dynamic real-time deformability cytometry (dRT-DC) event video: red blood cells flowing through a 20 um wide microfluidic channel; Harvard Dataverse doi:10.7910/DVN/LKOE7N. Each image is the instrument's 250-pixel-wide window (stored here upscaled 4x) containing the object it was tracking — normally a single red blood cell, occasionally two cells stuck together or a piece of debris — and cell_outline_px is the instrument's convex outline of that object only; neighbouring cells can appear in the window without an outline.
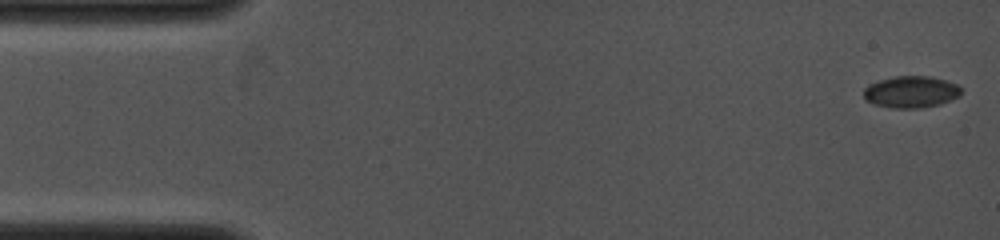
{"species": "common noctule bat (a hibernating species)", "species_latin": "Nyctalus noctula", "temperature_condition": "cold", "stored_images_in_passage": 8, "camera_frame_rate_fps": 4000, "um_per_image_px": 0.085, "animal": {"sex": "female", "body_mass_g": 19.0, "forearm_length_mm": 53.3}, "frame": {"image": 1, "passage_image": 1, "time_ms": 0.0, "image_size_px": [1000, 240], "cell_outline_px": [[960, 96], [940, 104], [920, 108], [892, 108], [876, 104], [864, 100], [864, 88], [868, 84], [880, 80], [896, 76], [932, 76], [956, 84], [960, 88]], "centroid_in_image_um": [77.42, 7.81], "position_along_channel_um": 7.6, "area_um2": 17.98}}
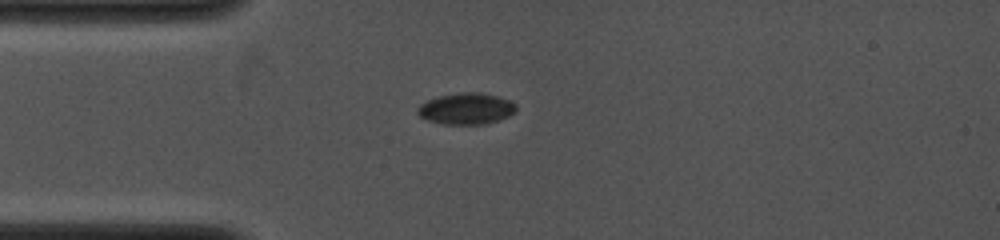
{"frame": {"image": 2, "passage_image": 7, "time_ms": 3.75, "image_size_px": [1000, 240], "cell_outline_px": [[516, 112], [508, 116], [484, 124], [444, 124], [428, 120], [420, 116], [416, 112], [416, 108], [420, 104], [428, 100], [440, 96], [460, 92], [480, 92], [496, 96], [508, 100], [516, 104]], "centroid_in_image_um": [39.61, 9.23], "position_along_channel_um": 45.4, "area_um2": 17.86}}